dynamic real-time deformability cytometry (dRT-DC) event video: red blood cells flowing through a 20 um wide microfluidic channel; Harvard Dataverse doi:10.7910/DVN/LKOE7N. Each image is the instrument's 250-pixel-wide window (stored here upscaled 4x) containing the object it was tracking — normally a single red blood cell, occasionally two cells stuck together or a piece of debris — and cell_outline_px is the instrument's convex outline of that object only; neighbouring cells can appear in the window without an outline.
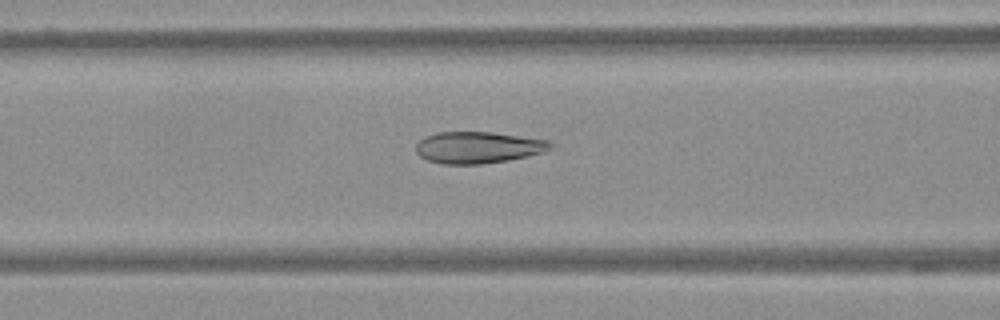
{"species": "Egyptian fruit bat (a non-hibernating species)", "species_latin": "Rousettus aegyptiacus", "temperature_condition": "warm", "stored_images_in_passage": 49, "camera_frame_rate_fps": 3000, "um_per_image_px": 0.085, "frame": {"image": 1, "passage_image": 25, "time_ms": 8.0, "image_size_px": [1000, 320], "cell_outline_px": [[556, 148], [544, 152], [528, 156], [508, 160], [480, 164], [440, 164], [428, 160], [420, 156], [416, 152], [416, 144], [424, 136], [436, 132], [492, 132], [552, 140], [556, 144]], "centroid_in_image_um": [40.71, 12.52], "position_along_channel_um": 125.9, "area_um2": 25.26}}
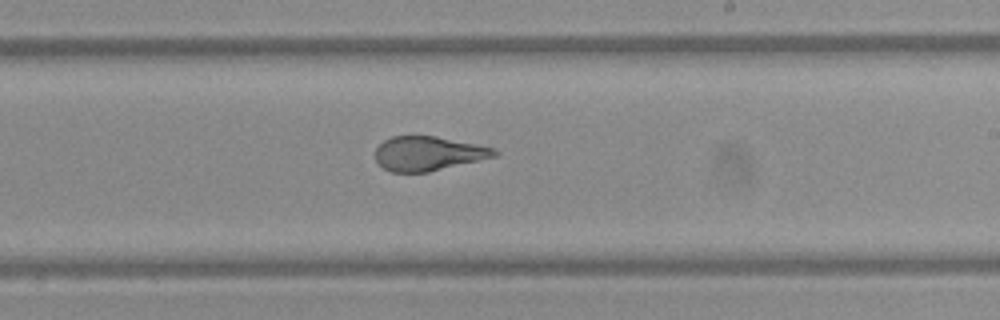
{"frame": {"image": 2, "passage_image": 36, "time_ms": 11.667, "image_size_px": [1000, 320], "cell_outline_px": [[500, 152], [496, 156], [428, 172], [392, 172], [384, 168], [376, 160], [376, 148], [384, 140], [392, 136], [436, 136], [496, 148]], "centroid_in_image_um": [36.41, 13.04], "position_along_channel_um": 252.6, "area_um2": 23.64}}
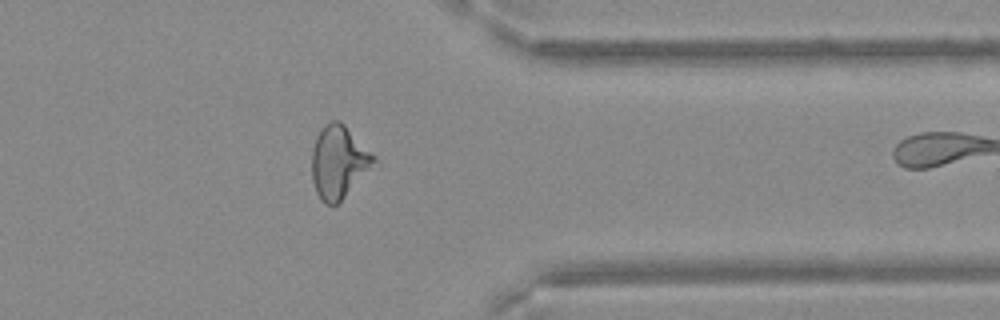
{"frame": {"image": 3, "passage_image": 48, "time_ms": 15.667, "image_size_px": [1000, 320], "cell_outline_px": [[380, 164], [336, 204], [324, 204], [320, 200], [316, 192], [312, 180], [312, 148], [316, 136], [320, 128], [324, 124], [332, 120], [340, 120], [380, 160]], "centroid_in_image_um": [28.84, 13.77], "position_along_channel_um": 382.6, "area_um2": 27.05}}